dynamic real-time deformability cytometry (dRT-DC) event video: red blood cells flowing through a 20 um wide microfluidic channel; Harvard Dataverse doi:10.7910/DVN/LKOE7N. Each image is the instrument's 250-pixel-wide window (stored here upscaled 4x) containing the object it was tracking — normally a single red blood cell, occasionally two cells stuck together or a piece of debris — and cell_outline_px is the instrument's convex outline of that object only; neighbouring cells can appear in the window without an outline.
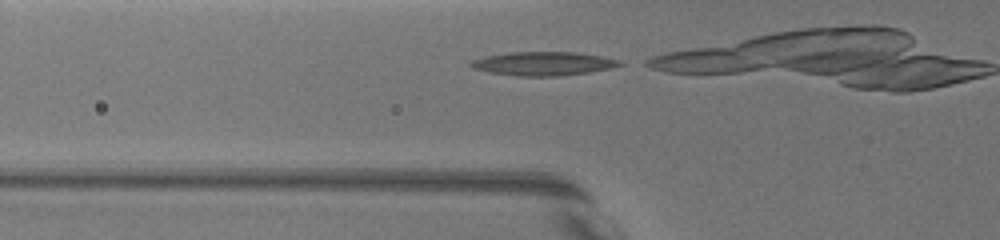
{"species": "common noctule bat (a hibernating species)", "species_latin": "Nyctalus noctula", "temperature_condition": "warm", "stored_images_in_passage": 9, "camera_frame_rate_fps": 3000, "um_per_image_px": 0.085, "animal": {"sex": "female", "body_mass_g": 19.5, "forearm_length_mm": 54.1}, "frame": {"image": 1, "passage_image": 2, "time_ms": 0.333, "image_size_px": [1000, 240], "cell_outline_px": [[624, 64], [608, 68], [588, 72], [556, 76], [516, 76], [488, 72], [472, 68], [468, 64], [472, 60], [488, 56], [508, 52], [576, 52], [624, 60]], "centroid_in_image_um": [46.17, 5.4], "position_along_channel_um": 79.6, "area_um2": 20.52}}